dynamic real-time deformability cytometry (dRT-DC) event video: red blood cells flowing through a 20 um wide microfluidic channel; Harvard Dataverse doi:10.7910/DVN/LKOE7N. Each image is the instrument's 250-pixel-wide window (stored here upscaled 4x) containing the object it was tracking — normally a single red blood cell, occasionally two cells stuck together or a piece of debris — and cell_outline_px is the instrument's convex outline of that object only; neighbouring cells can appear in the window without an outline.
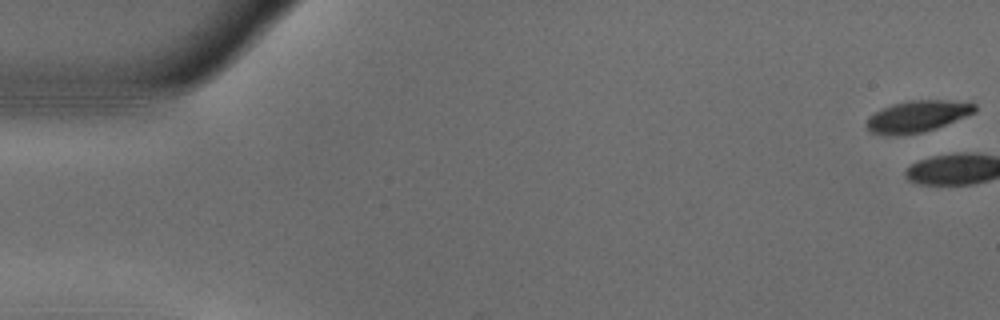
{"species": "common noctule bat (a hibernating species)", "species_latin": "Nyctalus noctula", "temperature_condition": "warm", "stored_images_in_passage": 3, "camera_frame_rate_fps": 3000, "um_per_image_px": 0.085, "animal": {"sex": "male", "body_mass_g": 18.8}, "frame": {"image": 1, "passage_image": 1, "time_ms": 0.0, "image_size_px": [1000, 320], "cell_outline_px": [[976, 112], [936, 128], [920, 132], [896, 136], [884, 136], [872, 132], [864, 124], [868, 116], [892, 104], [908, 100], [944, 100], [976, 104]], "centroid_in_image_um": [77.92, 9.9], "position_along_channel_um": 7.1, "area_um2": 19.83}}